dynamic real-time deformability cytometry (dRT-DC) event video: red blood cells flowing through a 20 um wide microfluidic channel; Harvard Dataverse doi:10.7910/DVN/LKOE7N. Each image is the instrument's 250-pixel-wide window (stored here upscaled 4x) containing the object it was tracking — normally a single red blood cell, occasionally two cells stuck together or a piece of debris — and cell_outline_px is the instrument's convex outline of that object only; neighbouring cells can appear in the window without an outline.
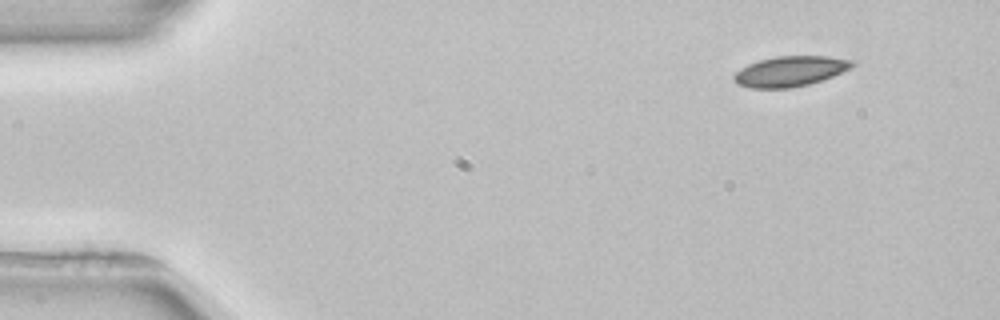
{"species": "common noctule bat (a hibernating species)", "species_latin": "Nyctalus noctula", "temperature_condition": "room temperature", "stored_images_in_passage": 3, "camera_frame_rate_fps": 3000, "um_per_image_px": 0.085, "animal": {"sex": "female", "body_mass_g": 22.7, "forearm_length_mm": 54.2}, "frame": {"image": 1, "passage_image": 1, "time_ms": 0.0, "image_size_px": [1000, 320], "cell_outline_px": [[856, 64], [832, 76], [808, 84], [792, 88], [748, 88], [736, 84], [732, 76], [740, 68], [748, 64], [760, 60], [776, 56], [828, 56], [856, 60]], "centroid_in_image_um": [67.13, 6.05], "position_along_channel_um": 17.9, "area_um2": 20.87}}
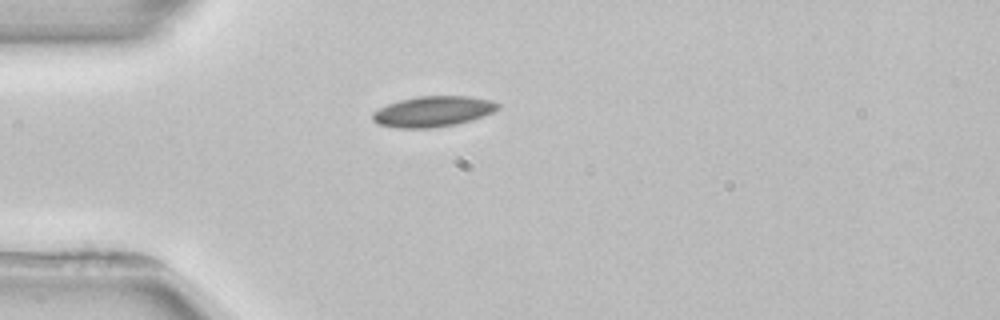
{"frame": {"image": 2, "passage_image": 3, "time_ms": 3.0, "image_size_px": [1000, 320], "cell_outline_px": [[500, 108], [492, 112], [472, 120], [456, 124], [432, 128], [396, 128], [376, 124], [372, 120], [372, 112], [388, 104], [400, 100], [420, 96], [468, 96], [488, 100], [500, 104]], "centroid_in_image_um": [36.77, 9.48], "position_along_channel_um": 48.2, "area_um2": 22.31}}